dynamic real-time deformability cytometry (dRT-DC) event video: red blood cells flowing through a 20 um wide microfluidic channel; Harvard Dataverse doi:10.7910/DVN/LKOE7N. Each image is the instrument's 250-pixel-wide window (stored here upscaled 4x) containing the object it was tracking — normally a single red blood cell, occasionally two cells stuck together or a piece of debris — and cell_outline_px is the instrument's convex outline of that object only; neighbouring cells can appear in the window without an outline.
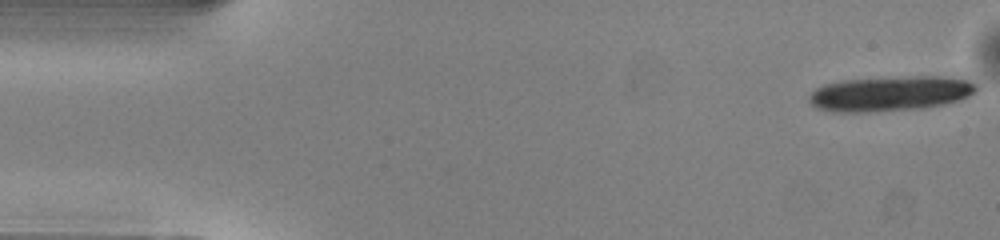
{"species": "common noctule bat (a hibernating species)", "species_latin": "Nyctalus noctula", "temperature_condition": "warm", "stored_images_in_passage": 15, "camera_frame_rate_fps": 3000, "um_per_image_px": 0.085, "animal": {"sex": "male", "body_mass_g": 13.0, "forearm_length_mm": 53.1}, "frame": {"image": 1, "passage_image": 1, "time_ms": 0.0, "image_size_px": [1000, 240], "cell_outline_px": [[976, 92], [968, 96], [944, 104], [920, 108], [864, 112], [836, 112], [816, 108], [808, 100], [808, 96], [816, 88], [824, 84], [844, 80], [916, 76], [936, 76], [968, 80], [976, 84]], "centroid_in_image_um": [75.62, 7.95], "position_along_channel_um": 9.4, "area_um2": 33.76}}